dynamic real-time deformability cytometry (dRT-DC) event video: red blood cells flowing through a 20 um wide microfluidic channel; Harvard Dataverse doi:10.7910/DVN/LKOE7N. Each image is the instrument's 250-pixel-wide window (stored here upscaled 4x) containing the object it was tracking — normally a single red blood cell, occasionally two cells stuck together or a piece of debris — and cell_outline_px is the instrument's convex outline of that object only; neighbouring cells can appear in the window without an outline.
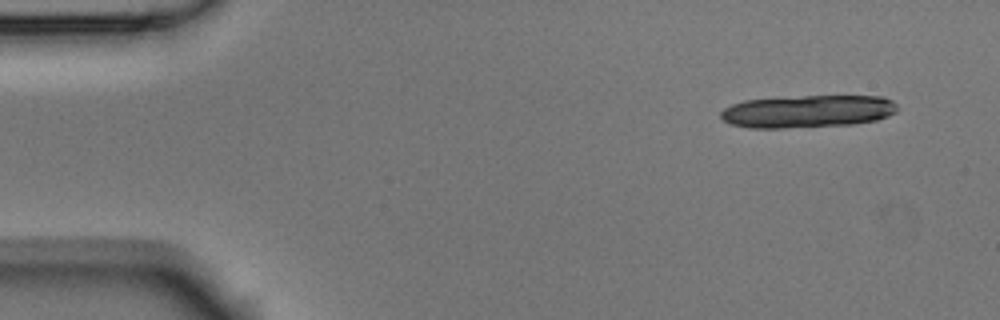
{"species": "Egyptian fruit bat (a non-hibernating species)", "species_latin": "Rousettus aegyptiacus", "temperature_condition": "room temperature", "stored_images_in_passage": 3, "camera_frame_rate_fps": 3000, "um_per_image_px": 0.085, "animal": {"sex": "male"}, "frame": {"image": 1, "passage_image": 3, "time_ms": 0.667, "image_size_px": [1000, 320], "cell_outline_px": [[896, 112], [888, 116], [876, 120], [852, 124], [784, 128], [748, 128], [732, 124], [724, 120], [720, 116], [720, 112], [724, 108], [732, 104], [744, 100], [804, 96], [884, 96], [892, 100], [896, 104]], "centroid_in_image_um": [68.65, 9.46], "position_along_channel_um": 16.4, "area_um2": 33.47}}